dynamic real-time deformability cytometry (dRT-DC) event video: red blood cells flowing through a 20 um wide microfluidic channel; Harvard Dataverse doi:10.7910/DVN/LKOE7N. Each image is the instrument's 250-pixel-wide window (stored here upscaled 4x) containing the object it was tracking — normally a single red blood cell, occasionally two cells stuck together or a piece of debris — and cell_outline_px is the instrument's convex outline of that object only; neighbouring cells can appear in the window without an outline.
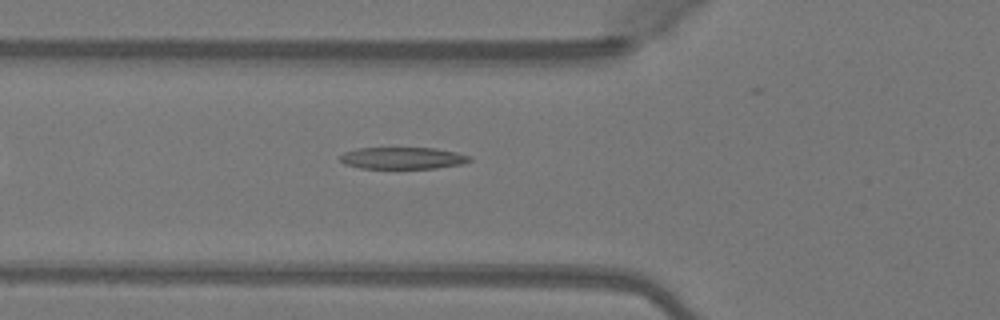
{"species": "Egyptian fruit bat (a non-hibernating species)", "species_latin": "Rousettus aegyptiacus", "temperature_condition": "warm", "stored_images_in_passage": 29, "camera_frame_rate_fps": 3000, "um_per_image_px": 0.085, "animal": {"sex": "female"}, "frame": {"image": 1, "passage_image": 2, "time_ms": 0.333, "image_size_px": [1000, 320], "cell_outline_px": [[472, 160], [460, 164], [436, 168], [360, 168], [344, 164], [340, 160], [340, 156], [344, 152], [356, 148], [436, 148], [456, 152], [472, 156]], "centroid_in_image_um": [34.22, 13.43], "position_along_channel_um": 91.6, "area_um2": 16.47}}
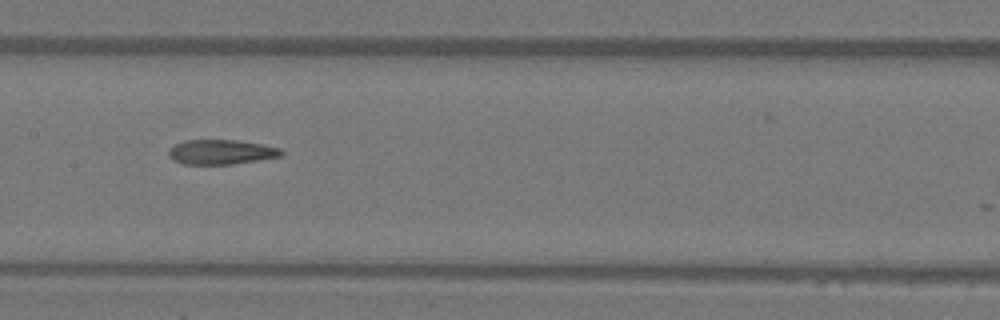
{"frame": {"image": 2, "passage_image": 9, "time_ms": 2.667, "image_size_px": [1000, 320], "cell_outline_px": [[284, 156], [232, 164], [184, 164], [168, 156], [168, 148], [184, 140], [236, 140], [260, 144], [280, 148], [284, 152]], "centroid_in_image_um": [18.81, 12.92], "position_along_channel_um": 188.6, "area_um2": 16.18}}
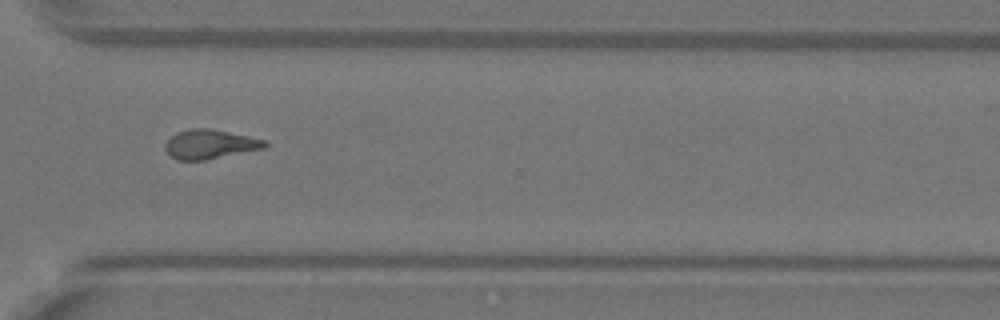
{"frame": {"image": 3, "passage_image": 21, "time_ms": 6.667, "image_size_px": [1000, 320], "cell_outline_px": [[268, 144], [264, 148], [204, 160], [176, 160], [164, 148], [164, 144], [176, 132], [192, 128], [212, 128], [248, 136], [264, 140]], "centroid_in_image_um": [17.82, 12.25], "position_along_channel_um": 352.8, "area_um2": 16.82}}